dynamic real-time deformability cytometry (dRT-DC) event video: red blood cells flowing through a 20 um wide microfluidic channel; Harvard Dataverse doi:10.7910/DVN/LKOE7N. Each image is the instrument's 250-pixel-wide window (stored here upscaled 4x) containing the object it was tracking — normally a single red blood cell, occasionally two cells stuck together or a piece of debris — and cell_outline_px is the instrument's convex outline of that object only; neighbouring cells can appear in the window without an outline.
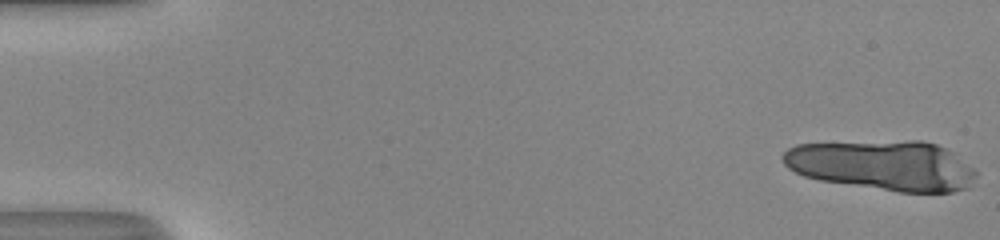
{"species": "human", "species_latin": "Homo sapiens", "temperature_condition": "room temperature", "stored_images_in_passage": 16, "camera_frame_rate_fps": 3000, "um_per_image_px": 0.085, "donor": {"sex": "male"}, "frame": {"image": 1, "passage_image": 1, "time_ms": 0.0, "image_size_px": [1000, 240], "cell_outline_px": [[976, 176], [968, 188], [952, 192], [900, 192], [820, 180], [804, 176], [788, 168], [784, 164], [780, 156], [788, 148], [796, 144], [912, 140], [920, 140], [936, 144], [952, 152], [972, 168], [976, 172]], "centroid_in_image_um": [75.02, 14.05], "position_along_channel_um": 10.0, "area_um2": 56.12}}